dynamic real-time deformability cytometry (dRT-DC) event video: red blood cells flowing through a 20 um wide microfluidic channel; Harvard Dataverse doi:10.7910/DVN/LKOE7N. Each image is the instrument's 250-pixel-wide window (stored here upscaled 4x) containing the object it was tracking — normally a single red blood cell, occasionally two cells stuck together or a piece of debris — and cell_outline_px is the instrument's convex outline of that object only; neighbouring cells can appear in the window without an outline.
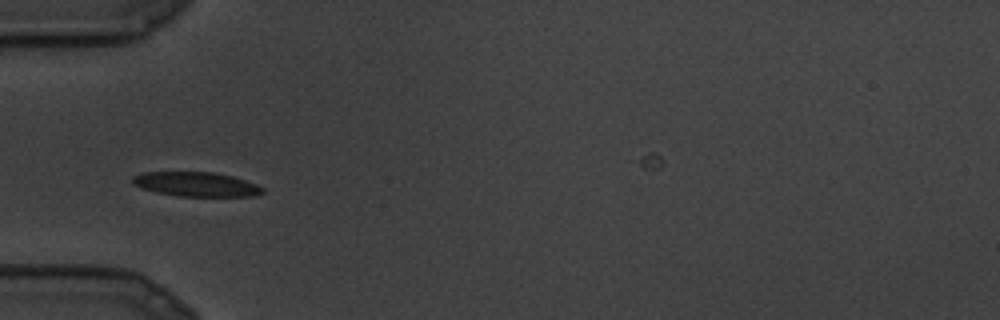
{"species": "common noctule bat (a hibernating species)", "species_latin": "Nyctalus noctula", "temperature_condition": "cold", "stored_images_in_passage": 4, "camera_frame_rate_fps": 3000, "um_per_image_px": 0.085, "animal": {"sex": "male", "body_mass_g": 19.5, "forearm_length_mm": 54.6}, "frame": {"image": 1, "passage_image": 1, "time_ms": 0.0, "image_size_px": [1000, 320], "cell_outline_px": [[264, 192], [252, 196], [180, 196], [156, 192], [140, 188], [132, 184], [132, 176], [144, 172], [212, 172], [232, 176], [256, 184], [264, 188]], "centroid_in_image_um": [16.64, 15.66], "position_along_channel_um": 68.4, "area_um2": 18.44}}
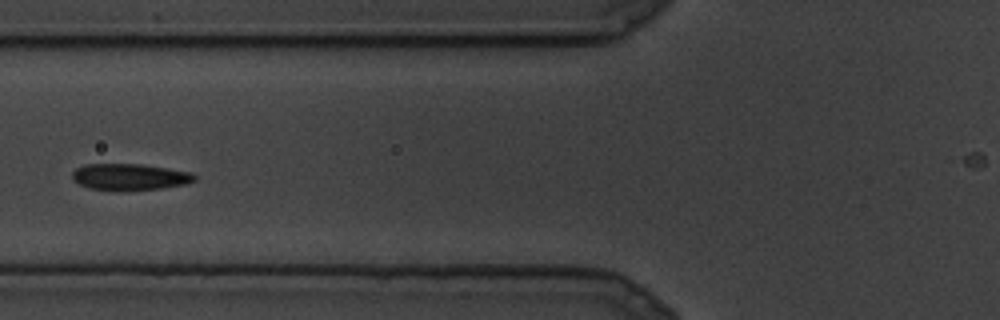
{"frame": {"image": 2, "passage_image": 3, "time_ms": 0.667, "image_size_px": [1000, 320], "cell_outline_px": [[196, 180], [184, 184], [160, 188], [88, 188], [72, 180], [72, 172], [76, 168], [84, 164], [140, 164], [168, 168], [192, 172], [196, 176]], "centroid_in_image_um": [11.03, 14.99], "position_along_channel_um": 114.8, "area_um2": 18.15}}